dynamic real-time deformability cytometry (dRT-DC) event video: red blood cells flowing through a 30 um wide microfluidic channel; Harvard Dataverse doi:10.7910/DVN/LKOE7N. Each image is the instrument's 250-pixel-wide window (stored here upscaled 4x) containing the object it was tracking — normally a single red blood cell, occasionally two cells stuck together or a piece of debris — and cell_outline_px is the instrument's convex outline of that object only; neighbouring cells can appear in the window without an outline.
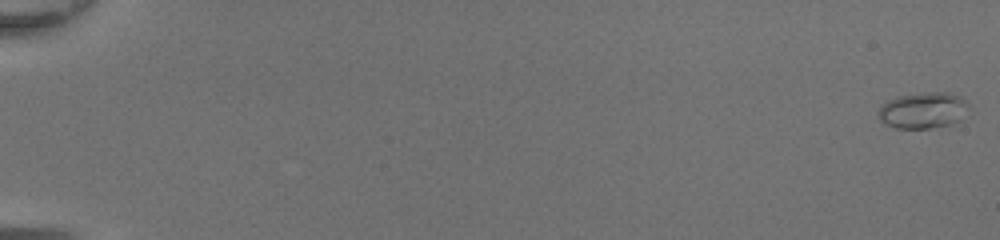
{"species": "common noctule bat (a hibernating species)", "species_latin": "Nyctalus noctula", "temperature_condition": "room temperature", "stored_images_in_passage": 19, "camera_frame_rate_fps": 3000, "um_per_image_px": 0.085, "animal": {"sex": "female", "body_mass_g": 20.0, "forearm_length_mm": 54.0}, "frame": {"image": 1, "passage_image": 1, "time_ms": 0.0, "image_size_px": [1000, 240], "cell_outline_px": [[968, 108], [960, 120], [952, 124], [928, 128], [896, 128], [880, 120], [876, 112], [880, 104], [896, 96], [924, 92], [948, 92], [960, 96], [968, 104]], "centroid_in_image_um": [78.43, 9.36], "position_along_channel_um": 6.6, "area_um2": 19.19}}
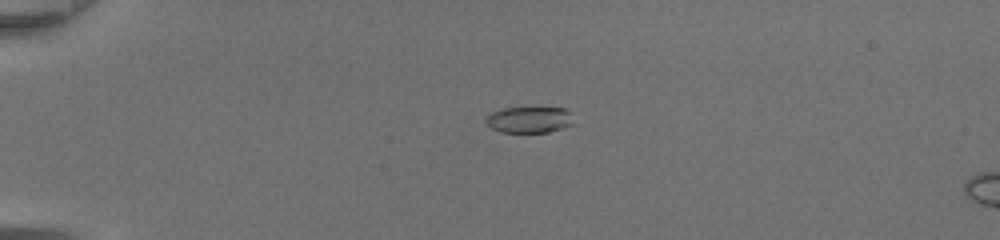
{"frame": {"image": 2, "passage_image": 14, "time_ms": 4.333, "image_size_px": [1000, 240], "cell_outline_px": [[572, 124], [564, 128], [548, 132], [500, 132], [492, 128], [484, 120], [492, 112], [504, 108], [564, 108], [568, 112]], "centroid_in_image_um": [44.95, 10.18], "position_along_channel_um": 40.0, "area_um2": 13.12}}